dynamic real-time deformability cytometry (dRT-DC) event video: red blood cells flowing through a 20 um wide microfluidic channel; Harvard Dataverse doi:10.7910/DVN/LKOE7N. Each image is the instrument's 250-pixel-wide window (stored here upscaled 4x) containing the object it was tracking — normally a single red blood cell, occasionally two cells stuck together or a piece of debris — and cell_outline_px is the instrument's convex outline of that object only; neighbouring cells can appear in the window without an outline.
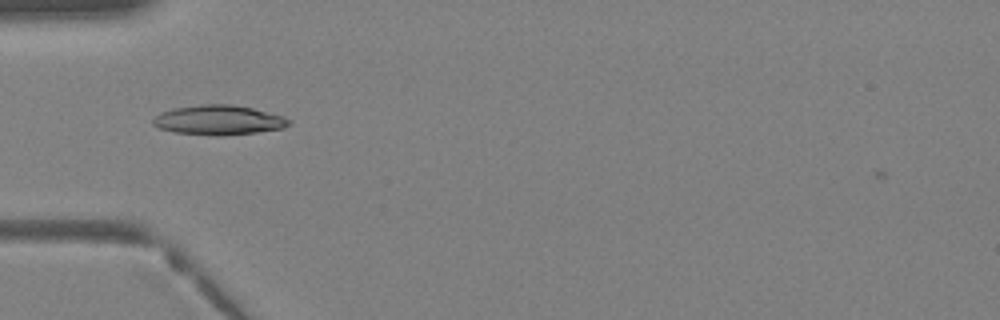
{"species": "Egyptian fruit bat (a non-hibernating species)", "species_latin": "Rousettus aegyptiacus", "temperature_condition": "warm", "stored_images_in_passage": 29, "camera_frame_rate_fps": 3000, "um_per_image_px": 0.085, "animal": {"sex": "female"}, "frame": {"image": 1, "passage_image": 2, "time_ms": 0.333, "image_size_px": [1000, 320], "cell_outline_px": [[292, 120], [284, 128], [256, 132], [220, 136], [216, 136], [176, 132], [160, 128], [152, 124], [152, 120], [160, 112], [172, 108], [200, 104], [232, 104], [252, 108], [284, 116]], "centroid_in_image_um": [18.58, 10.2], "position_along_channel_um": 66.4, "area_um2": 23.52}}
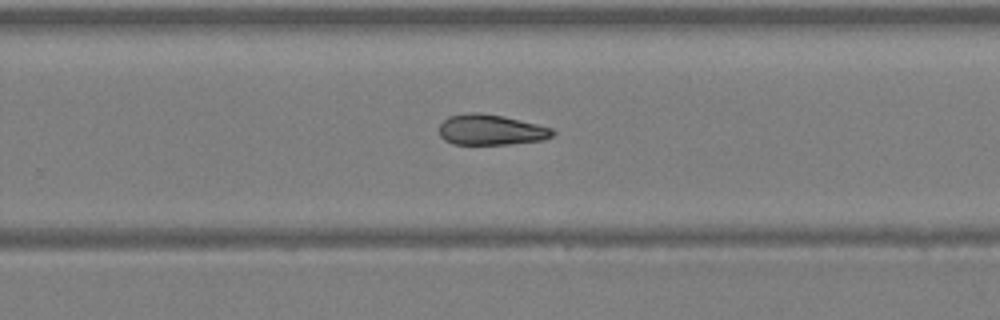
{"frame": {"image": 2, "passage_image": 15, "time_ms": 4.667, "image_size_px": [1000, 320], "cell_outline_px": [[556, 132], [552, 136], [544, 140], [508, 144], [452, 144], [444, 140], [440, 136], [440, 124], [448, 116], [472, 112], [476, 112], [500, 116], [520, 120], [552, 128]], "centroid_in_image_um": [41.72, 11.04], "position_along_channel_um": 288.1, "area_um2": 20.06}}
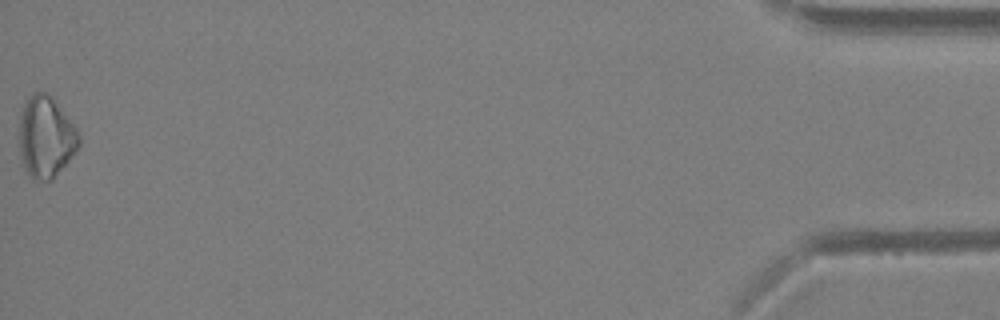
{"frame": {"image": 3, "passage_image": 29, "time_ms": 9.333, "image_size_px": [1000, 320], "cell_outline_px": [[80, 144], [76, 152], [52, 180], [32, 180], [24, 168], [20, 152], [20, 116], [24, 100], [36, 92], [48, 92], [56, 100], [76, 128], [80, 136]], "centroid_in_image_um": [3.91, 11.63], "position_along_channel_um": 431.3, "area_um2": 28.5}}